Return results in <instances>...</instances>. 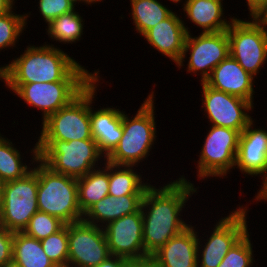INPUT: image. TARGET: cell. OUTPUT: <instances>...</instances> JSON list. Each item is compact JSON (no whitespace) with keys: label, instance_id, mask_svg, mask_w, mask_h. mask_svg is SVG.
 I'll use <instances>...</instances> for the list:
<instances>
[{"label":"cell","instance_id":"31","mask_svg":"<svg viewBox=\"0 0 267 267\" xmlns=\"http://www.w3.org/2000/svg\"><path fill=\"white\" fill-rule=\"evenodd\" d=\"M249 234L251 235V232H247L230 248L218 267H252L256 263Z\"/></svg>","mask_w":267,"mask_h":267},{"label":"cell","instance_id":"16","mask_svg":"<svg viewBox=\"0 0 267 267\" xmlns=\"http://www.w3.org/2000/svg\"><path fill=\"white\" fill-rule=\"evenodd\" d=\"M101 79L103 77L99 75L90 84V124L92 138L96 141L99 151L107 157L118 145L123 135L122 110L117 106L109 107L108 105L94 108L97 90H99L97 88H101L99 85L103 84Z\"/></svg>","mask_w":267,"mask_h":267},{"label":"cell","instance_id":"28","mask_svg":"<svg viewBox=\"0 0 267 267\" xmlns=\"http://www.w3.org/2000/svg\"><path fill=\"white\" fill-rule=\"evenodd\" d=\"M77 10L76 8L72 12L57 17L46 26V34L50 41L68 45L83 40L85 20Z\"/></svg>","mask_w":267,"mask_h":267},{"label":"cell","instance_id":"35","mask_svg":"<svg viewBox=\"0 0 267 267\" xmlns=\"http://www.w3.org/2000/svg\"><path fill=\"white\" fill-rule=\"evenodd\" d=\"M122 267H157L152 256L142 258H130L123 261Z\"/></svg>","mask_w":267,"mask_h":267},{"label":"cell","instance_id":"42","mask_svg":"<svg viewBox=\"0 0 267 267\" xmlns=\"http://www.w3.org/2000/svg\"><path fill=\"white\" fill-rule=\"evenodd\" d=\"M1 267H21L20 265H18L17 263H15L13 260L11 262L5 263L3 266Z\"/></svg>","mask_w":267,"mask_h":267},{"label":"cell","instance_id":"43","mask_svg":"<svg viewBox=\"0 0 267 267\" xmlns=\"http://www.w3.org/2000/svg\"><path fill=\"white\" fill-rule=\"evenodd\" d=\"M167 1H170V2H172V4H175V5H181L183 2H184V0H167ZM179 3H181V4H179Z\"/></svg>","mask_w":267,"mask_h":267},{"label":"cell","instance_id":"17","mask_svg":"<svg viewBox=\"0 0 267 267\" xmlns=\"http://www.w3.org/2000/svg\"><path fill=\"white\" fill-rule=\"evenodd\" d=\"M256 121L254 118L240 133L234 170L263 180L267 176V130L258 128Z\"/></svg>","mask_w":267,"mask_h":267},{"label":"cell","instance_id":"30","mask_svg":"<svg viewBox=\"0 0 267 267\" xmlns=\"http://www.w3.org/2000/svg\"><path fill=\"white\" fill-rule=\"evenodd\" d=\"M42 249L56 267H68V224L40 241Z\"/></svg>","mask_w":267,"mask_h":267},{"label":"cell","instance_id":"2","mask_svg":"<svg viewBox=\"0 0 267 267\" xmlns=\"http://www.w3.org/2000/svg\"><path fill=\"white\" fill-rule=\"evenodd\" d=\"M21 55L14 56L2 65L0 81L4 84H31L55 81H94L100 74L99 68L89 71L70 53L59 46L44 42L37 45L27 43ZM18 56V57H17Z\"/></svg>","mask_w":267,"mask_h":267},{"label":"cell","instance_id":"15","mask_svg":"<svg viewBox=\"0 0 267 267\" xmlns=\"http://www.w3.org/2000/svg\"><path fill=\"white\" fill-rule=\"evenodd\" d=\"M109 253L126 259L148 256L144 250L141 209L109 222L103 227Z\"/></svg>","mask_w":267,"mask_h":267},{"label":"cell","instance_id":"38","mask_svg":"<svg viewBox=\"0 0 267 267\" xmlns=\"http://www.w3.org/2000/svg\"><path fill=\"white\" fill-rule=\"evenodd\" d=\"M126 258L120 256H112L110 255L105 261H102L100 264L94 267H122L123 261Z\"/></svg>","mask_w":267,"mask_h":267},{"label":"cell","instance_id":"1","mask_svg":"<svg viewBox=\"0 0 267 267\" xmlns=\"http://www.w3.org/2000/svg\"><path fill=\"white\" fill-rule=\"evenodd\" d=\"M192 182L185 175H179L162 186L158 185L159 182L150 184L145 191L141 211L144 250L148 256H152L170 238L190 225L182 214L189 207L192 195L199 192V186L195 187Z\"/></svg>","mask_w":267,"mask_h":267},{"label":"cell","instance_id":"10","mask_svg":"<svg viewBox=\"0 0 267 267\" xmlns=\"http://www.w3.org/2000/svg\"><path fill=\"white\" fill-rule=\"evenodd\" d=\"M93 81H55L31 84H4L32 109L41 111L42 122L51 114L69 105ZM34 107V108H33Z\"/></svg>","mask_w":267,"mask_h":267},{"label":"cell","instance_id":"14","mask_svg":"<svg viewBox=\"0 0 267 267\" xmlns=\"http://www.w3.org/2000/svg\"><path fill=\"white\" fill-rule=\"evenodd\" d=\"M109 256L103 227L84 220L68 224V267H94Z\"/></svg>","mask_w":267,"mask_h":267},{"label":"cell","instance_id":"40","mask_svg":"<svg viewBox=\"0 0 267 267\" xmlns=\"http://www.w3.org/2000/svg\"><path fill=\"white\" fill-rule=\"evenodd\" d=\"M257 21L267 26V5L266 7L255 17Z\"/></svg>","mask_w":267,"mask_h":267},{"label":"cell","instance_id":"33","mask_svg":"<svg viewBox=\"0 0 267 267\" xmlns=\"http://www.w3.org/2000/svg\"><path fill=\"white\" fill-rule=\"evenodd\" d=\"M41 18L48 25L57 17L72 12L77 5L71 0H37Z\"/></svg>","mask_w":267,"mask_h":267},{"label":"cell","instance_id":"41","mask_svg":"<svg viewBox=\"0 0 267 267\" xmlns=\"http://www.w3.org/2000/svg\"><path fill=\"white\" fill-rule=\"evenodd\" d=\"M72 2H74L75 4H79V5H81L82 3H84L83 5H87V6H92L93 4H94V6H95V4L97 5V3L98 4H100V2H102L103 3V1L102 0H71Z\"/></svg>","mask_w":267,"mask_h":267},{"label":"cell","instance_id":"32","mask_svg":"<svg viewBox=\"0 0 267 267\" xmlns=\"http://www.w3.org/2000/svg\"><path fill=\"white\" fill-rule=\"evenodd\" d=\"M65 225L66 223L60 218L45 212L37 211L29 220L23 233L41 241L58 232Z\"/></svg>","mask_w":267,"mask_h":267},{"label":"cell","instance_id":"18","mask_svg":"<svg viewBox=\"0 0 267 267\" xmlns=\"http://www.w3.org/2000/svg\"><path fill=\"white\" fill-rule=\"evenodd\" d=\"M257 78L246 72L244 68L230 55L221 61L205 80L211 88L232 94L254 104V85Z\"/></svg>","mask_w":267,"mask_h":267},{"label":"cell","instance_id":"6","mask_svg":"<svg viewBox=\"0 0 267 267\" xmlns=\"http://www.w3.org/2000/svg\"><path fill=\"white\" fill-rule=\"evenodd\" d=\"M248 205V206H247ZM249 204H239L233 211L229 210L226 216H222L214 222L212 230L198 231L197 265L198 267H218L230 248L237 243L249 230L248 212ZM204 241V242H203Z\"/></svg>","mask_w":267,"mask_h":267},{"label":"cell","instance_id":"25","mask_svg":"<svg viewBox=\"0 0 267 267\" xmlns=\"http://www.w3.org/2000/svg\"><path fill=\"white\" fill-rule=\"evenodd\" d=\"M137 168L138 166L114 165L109 163L108 195L120 197L129 194H144L152 182L145 175L143 176L141 174L143 173L142 169ZM138 170L141 172H138ZM145 178L147 181H145Z\"/></svg>","mask_w":267,"mask_h":267},{"label":"cell","instance_id":"19","mask_svg":"<svg viewBox=\"0 0 267 267\" xmlns=\"http://www.w3.org/2000/svg\"><path fill=\"white\" fill-rule=\"evenodd\" d=\"M179 16L175 10L142 36L149 47L169 58L175 65L181 60L187 37L183 18Z\"/></svg>","mask_w":267,"mask_h":267},{"label":"cell","instance_id":"29","mask_svg":"<svg viewBox=\"0 0 267 267\" xmlns=\"http://www.w3.org/2000/svg\"><path fill=\"white\" fill-rule=\"evenodd\" d=\"M15 6L11 11L0 15V54L1 52L8 51L9 49L17 48L16 44H19V40L27 31L28 18L32 15L28 13L18 14Z\"/></svg>","mask_w":267,"mask_h":267},{"label":"cell","instance_id":"44","mask_svg":"<svg viewBox=\"0 0 267 267\" xmlns=\"http://www.w3.org/2000/svg\"><path fill=\"white\" fill-rule=\"evenodd\" d=\"M2 182L0 181V202H1Z\"/></svg>","mask_w":267,"mask_h":267},{"label":"cell","instance_id":"34","mask_svg":"<svg viewBox=\"0 0 267 267\" xmlns=\"http://www.w3.org/2000/svg\"><path fill=\"white\" fill-rule=\"evenodd\" d=\"M14 232L0 227V267L13 260Z\"/></svg>","mask_w":267,"mask_h":267},{"label":"cell","instance_id":"20","mask_svg":"<svg viewBox=\"0 0 267 267\" xmlns=\"http://www.w3.org/2000/svg\"><path fill=\"white\" fill-rule=\"evenodd\" d=\"M223 1L224 0H184L181 6V8L183 7L181 9L183 11L180 12L185 15L182 18H184L183 22L187 34H191L192 32L187 24L189 20L191 24H194V27L196 26L201 29L200 33H216L227 30L236 17L230 16L227 18V16H225L226 10L223 7V4H225ZM185 19H187L188 22H186L187 20Z\"/></svg>","mask_w":267,"mask_h":267},{"label":"cell","instance_id":"39","mask_svg":"<svg viewBox=\"0 0 267 267\" xmlns=\"http://www.w3.org/2000/svg\"><path fill=\"white\" fill-rule=\"evenodd\" d=\"M17 0H0V15L11 11Z\"/></svg>","mask_w":267,"mask_h":267},{"label":"cell","instance_id":"36","mask_svg":"<svg viewBox=\"0 0 267 267\" xmlns=\"http://www.w3.org/2000/svg\"><path fill=\"white\" fill-rule=\"evenodd\" d=\"M249 18H255L267 5V0H246Z\"/></svg>","mask_w":267,"mask_h":267},{"label":"cell","instance_id":"8","mask_svg":"<svg viewBox=\"0 0 267 267\" xmlns=\"http://www.w3.org/2000/svg\"><path fill=\"white\" fill-rule=\"evenodd\" d=\"M238 17L227 29L229 55L256 78L267 63V26L255 18Z\"/></svg>","mask_w":267,"mask_h":267},{"label":"cell","instance_id":"21","mask_svg":"<svg viewBox=\"0 0 267 267\" xmlns=\"http://www.w3.org/2000/svg\"><path fill=\"white\" fill-rule=\"evenodd\" d=\"M190 225L178 235L170 238L152 257L157 267H198V231Z\"/></svg>","mask_w":267,"mask_h":267},{"label":"cell","instance_id":"23","mask_svg":"<svg viewBox=\"0 0 267 267\" xmlns=\"http://www.w3.org/2000/svg\"><path fill=\"white\" fill-rule=\"evenodd\" d=\"M32 147L29 149L30 155L28 156L32 158L29 163L17 145L0 132V181L2 183L20 179L32 170L38 159L37 144L35 143Z\"/></svg>","mask_w":267,"mask_h":267},{"label":"cell","instance_id":"12","mask_svg":"<svg viewBox=\"0 0 267 267\" xmlns=\"http://www.w3.org/2000/svg\"><path fill=\"white\" fill-rule=\"evenodd\" d=\"M228 55L227 30L216 33H200L195 36L191 33L187 34L183 55L176 67L180 70L186 66L187 74L199 75V81L205 82L212 70ZM185 62L187 65L184 64Z\"/></svg>","mask_w":267,"mask_h":267},{"label":"cell","instance_id":"11","mask_svg":"<svg viewBox=\"0 0 267 267\" xmlns=\"http://www.w3.org/2000/svg\"><path fill=\"white\" fill-rule=\"evenodd\" d=\"M37 140L91 139L90 85L69 105L48 116L41 122Z\"/></svg>","mask_w":267,"mask_h":267},{"label":"cell","instance_id":"4","mask_svg":"<svg viewBox=\"0 0 267 267\" xmlns=\"http://www.w3.org/2000/svg\"><path fill=\"white\" fill-rule=\"evenodd\" d=\"M38 159L52 171L74 178L85 176L101 167L106 157L99 151L96 141L37 140ZM100 161V162H99Z\"/></svg>","mask_w":267,"mask_h":267},{"label":"cell","instance_id":"24","mask_svg":"<svg viewBox=\"0 0 267 267\" xmlns=\"http://www.w3.org/2000/svg\"><path fill=\"white\" fill-rule=\"evenodd\" d=\"M78 204L83 215L98 201L106 197L109 192V163L107 161L77 178Z\"/></svg>","mask_w":267,"mask_h":267},{"label":"cell","instance_id":"7","mask_svg":"<svg viewBox=\"0 0 267 267\" xmlns=\"http://www.w3.org/2000/svg\"><path fill=\"white\" fill-rule=\"evenodd\" d=\"M207 132L198 152L199 158L195 161L197 180L201 183L211 177L228 178L227 175L235 167L240 137L238 130L215 125L209 126Z\"/></svg>","mask_w":267,"mask_h":267},{"label":"cell","instance_id":"26","mask_svg":"<svg viewBox=\"0 0 267 267\" xmlns=\"http://www.w3.org/2000/svg\"><path fill=\"white\" fill-rule=\"evenodd\" d=\"M129 1L131 7L129 15L135 28L133 30L137 31L135 33H139L140 37L174 12L173 7L163 4L161 0Z\"/></svg>","mask_w":267,"mask_h":267},{"label":"cell","instance_id":"5","mask_svg":"<svg viewBox=\"0 0 267 267\" xmlns=\"http://www.w3.org/2000/svg\"><path fill=\"white\" fill-rule=\"evenodd\" d=\"M32 169L38 176L39 211L56 216L66 224L83 220L78 204L77 178L56 173L39 159Z\"/></svg>","mask_w":267,"mask_h":267},{"label":"cell","instance_id":"27","mask_svg":"<svg viewBox=\"0 0 267 267\" xmlns=\"http://www.w3.org/2000/svg\"><path fill=\"white\" fill-rule=\"evenodd\" d=\"M13 261L21 267H56L45 254L40 241L23 232H14Z\"/></svg>","mask_w":267,"mask_h":267},{"label":"cell","instance_id":"9","mask_svg":"<svg viewBox=\"0 0 267 267\" xmlns=\"http://www.w3.org/2000/svg\"><path fill=\"white\" fill-rule=\"evenodd\" d=\"M38 176L32 169L24 177L2 183L0 227L23 232L31 217L39 211Z\"/></svg>","mask_w":267,"mask_h":267},{"label":"cell","instance_id":"22","mask_svg":"<svg viewBox=\"0 0 267 267\" xmlns=\"http://www.w3.org/2000/svg\"><path fill=\"white\" fill-rule=\"evenodd\" d=\"M144 194H129L115 197L107 195L96 202L83 216L87 223L104 227L109 222L141 209Z\"/></svg>","mask_w":267,"mask_h":267},{"label":"cell","instance_id":"13","mask_svg":"<svg viewBox=\"0 0 267 267\" xmlns=\"http://www.w3.org/2000/svg\"><path fill=\"white\" fill-rule=\"evenodd\" d=\"M201 84V108L208 125L238 130L240 133L254 119L251 112L254 105L241 97Z\"/></svg>","mask_w":267,"mask_h":267},{"label":"cell","instance_id":"3","mask_svg":"<svg viewBox=\"0 0 267 267\" xmlns=\"http://www.w3.org/2000/svg\"><path fill=\"white\" fill-rule=\"evenodd\" d=\"M155 90L148 93L146 99L139 106L132 117L122 110L123 135L114 148L106 157V161L114 165L140 166L153 154L152 149L157 137V121L155 108Z\"/></svg>","mask_w":267,"mask_h":267},{"label":"cell","instance_id":"37","mask_svg":"<svg viewBox=\"0 0 267 267\" xmlns=\"http://www.w3.org/2000/svg\"><path fill=\"white\" fill-rule=\"evenodd\" d=\"M260 189L257 190V194L252 198V202L255 204H259V202H267V176L261 181Z\"/></svg>","mask_w":267,"mask_h":267}]
</instances>
